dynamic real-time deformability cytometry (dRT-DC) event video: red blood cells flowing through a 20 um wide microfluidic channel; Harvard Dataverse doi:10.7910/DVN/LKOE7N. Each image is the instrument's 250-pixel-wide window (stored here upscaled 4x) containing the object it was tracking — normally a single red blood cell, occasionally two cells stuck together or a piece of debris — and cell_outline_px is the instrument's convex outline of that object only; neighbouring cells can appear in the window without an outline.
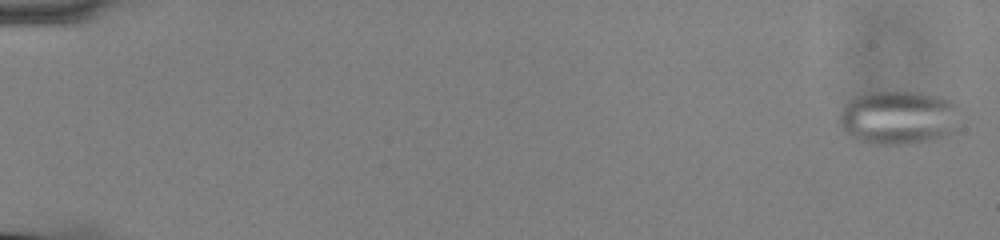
{"species": "common noctule bat (a hibernating species)", "species_latin": "Nyctalus noctula", "temperature_condition": "cold", "stored_images_in_passage": 56, "camera_frame_rate_fps": 3000, "um_per_image_px": 0.085, "animal": {"sex": "male", "body_mass_g": 13.0, "forearm_length_mm": 53.1}, "frame": {"image": 1, "passage_image": 1, "time_ms": 0.0, "image_size_px": [1000, 240], "cell_outline_px": [[960, 112], [956, 132], [948, 136], [916, 144], [868, 144], [856, 140], [848, 136], [844, 132], [836, 120], [844, 104], [848, 100], [856, 96], [868, 92], [920, 92], [940, 96], [952, 100], [960, 108]], "centroid_in_image_um": [76.38, 10.01], "position_along_channel_um": 8.6, "area_um2": 39.13}}
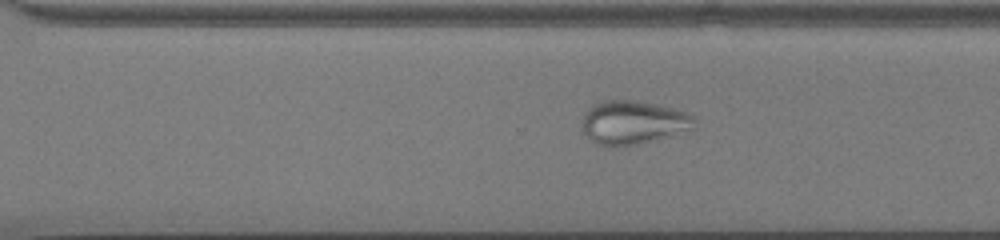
{"frame": {"image": 2, "passage_image": 40, "time_ms": 13.0, "image_size_px": [1000, 240], "cell_outline_px": [[692, 128], [636, 144], [612, 148], [608, 148], [596, 144], [588, 140], [584, 132], [584, 116], [588, 108], [592, 104], [604, 100], [636, 100], [676, 108], [692, 116]], "centroid_in_image_um": [53.71, 10.4], "position_along_channel_um": 316.9, "area_um2": 28.15}}
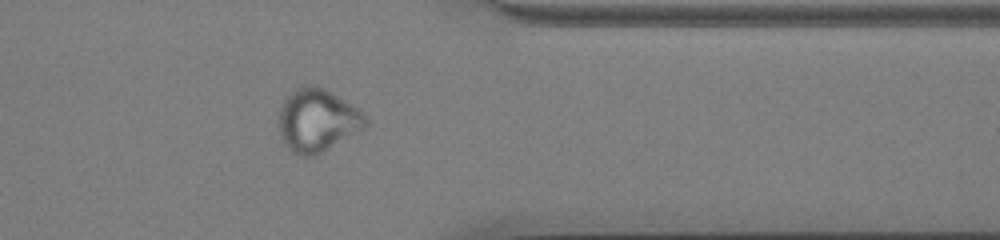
{"frame": {"image": 3, "passage_image": 46, "time_ms": 15.0, "image_size_px": [1000, 240], "cell_outline_px": [[368, 124], [364, 128], [320, 152], [312, 156], [300, 156], [292, 152], [284, 144], [280, 132], [280, 108], [284, 100], [296, 88], [304, 84], [316, 84], [324, 88], [360, 108], [368, 120]], "centroid_in_image_um": [26.99, 10.19], "position_along_channel_um": 384.4, "area_um2": 31.56}}